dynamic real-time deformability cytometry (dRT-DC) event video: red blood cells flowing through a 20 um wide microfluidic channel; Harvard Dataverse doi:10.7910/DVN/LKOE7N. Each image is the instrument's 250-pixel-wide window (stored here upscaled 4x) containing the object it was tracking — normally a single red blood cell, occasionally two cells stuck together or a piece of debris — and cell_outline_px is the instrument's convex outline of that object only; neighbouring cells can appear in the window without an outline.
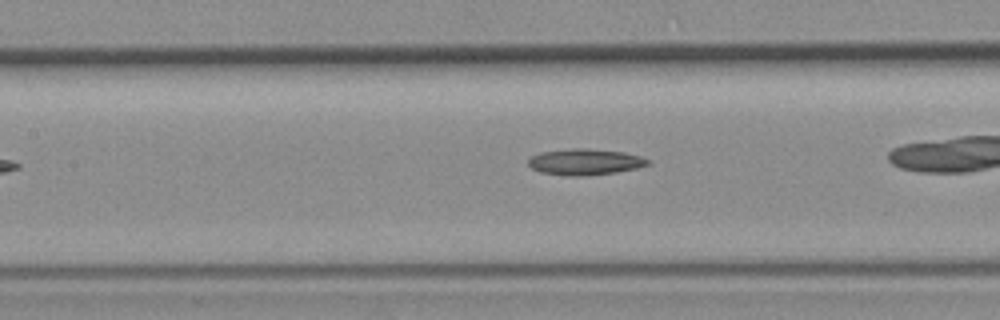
{"species": "common noctule bat (a hibernating species)", "species_latin": "Nyctalus noctula", "temperature_condition": "room temperature", "stored_images_in_passage": 28, "camera_frame_rate_fps": 3000, "um_per_image_px": 0.085, "animal": {"sex": "female", "body_mass_g": 19.3, "forearm_length_mm": 54.1}, "frame": {"image": 1, "passage_image": 9, "time_ms": 2.667, "image_size_px": [1000, 320], "cell_outline_px": [[652, 164], [636, 168], [616, 172], [584, 176], [564, 176], [540, 172], [532, 168], [528, 164], [528, 160], [532, 156], [540, 152], [572, 148], [588, 148], [624, 152], [640, 156], [652, 160]], "centroid_in_image_um": [49.75, 13.76], "position_along_channel_um": 157.7, "area_um2": 18.44}}